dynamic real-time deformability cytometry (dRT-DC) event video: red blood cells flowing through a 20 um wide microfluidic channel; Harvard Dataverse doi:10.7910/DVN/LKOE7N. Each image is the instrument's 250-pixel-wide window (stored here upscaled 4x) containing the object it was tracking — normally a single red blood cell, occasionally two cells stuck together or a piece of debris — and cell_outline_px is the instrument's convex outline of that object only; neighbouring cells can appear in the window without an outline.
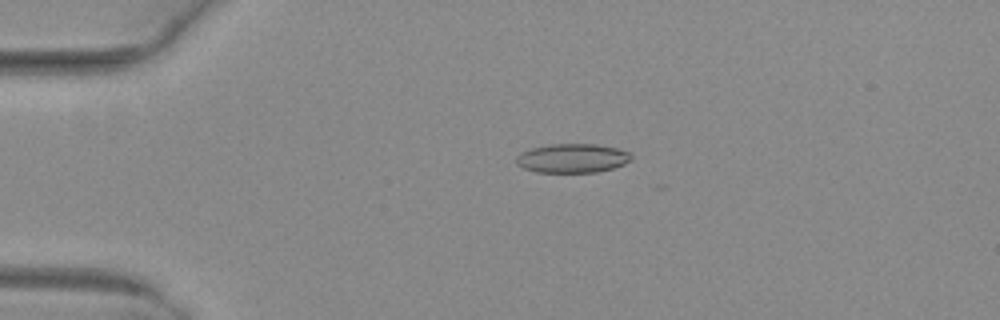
{"species": "common noctule bat (a hibernating species)", "species_latin": "Nyctalus noctula", "temperature_condition": "warm", "stored_images_in_passage": 17, "camera_frame_rate_fps": 3000, "um_per_image_px": 0.085, "animal": {"sex": "female", "body_mass_g": 29.2, "forearm_length_mm": 56.3}, "frame": {"image": 1, "passage_image": 12, "time_ms": 3.667, "image_size_px": [1000, 320], "cell_outline_px": [[632, 160], [624, 164], [612, 168], [596, 172], [536, 172], [524, 168], [516, 164], [516, 156], [532, 148], [548, 144], [596, 144], [616, 148], [628, 152], [632, 156]], "centroid_in_image_um": [48.65, 13.45], "position_along_channel_um": 36.3, "area_um2": 19.36}}